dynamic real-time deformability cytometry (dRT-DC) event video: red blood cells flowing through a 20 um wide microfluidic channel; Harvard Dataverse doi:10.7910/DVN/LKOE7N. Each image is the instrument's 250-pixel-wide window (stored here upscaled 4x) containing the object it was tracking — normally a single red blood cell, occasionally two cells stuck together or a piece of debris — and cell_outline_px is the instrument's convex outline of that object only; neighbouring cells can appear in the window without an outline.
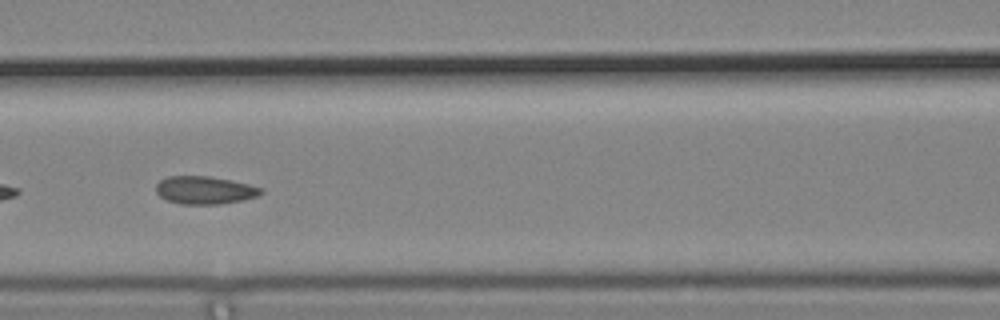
{"species": "common noctule bat (a hibernating species)", "species_latin": "Nyctalus noctula", "temperature_condition": "cold", "stored_images_in_passage": 29, "camera_frame_rate_fps": 3000, "um_per_image_px": 0.085, "animal": {"sex": "male", "body_mass_g": 19.2, "forearm_length_mm": 51.8}, "frame": {"image": 1, "passage_image": 25, "time_ms": 8.0, "image_size_px": [1000, 320], "cell_outline_px": [[264, 192], [256, 196], [244, 200], [220, 204], [180, 204], [168, 200], [160, 196], [156, 192], [156, 184], [160, 180], [168, 176], [208, 176], [232, 180], [264, 188]], "centroid_in_image_um": [17.42, 16.16], "position_along_channel_um": 149.2, "area_um2": 17.11}}